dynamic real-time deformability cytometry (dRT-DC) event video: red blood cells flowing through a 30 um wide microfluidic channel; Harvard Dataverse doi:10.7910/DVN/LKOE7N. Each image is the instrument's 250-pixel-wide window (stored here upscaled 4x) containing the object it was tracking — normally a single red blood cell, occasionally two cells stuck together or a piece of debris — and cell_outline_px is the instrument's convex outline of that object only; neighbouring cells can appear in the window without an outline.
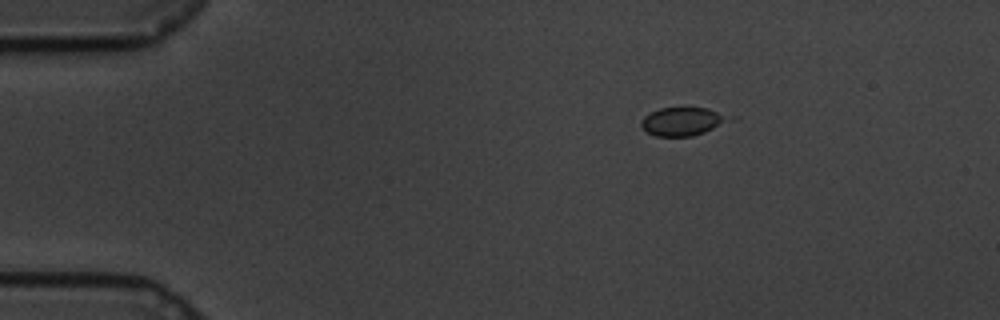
{"species": "common noctule bat (a hibernating species)", "species_latin": "Nyctalus noctula", "temperature_condition": "cold", "stored_images_in_passage": 51, "camera_frame_rate_fps": 3000, "um_per_image_px": 0.085, "animal": {"sex": "male", "body_mass_g": 19.5, "forearm_length_mm": 54.6}, "frame": {"image": 1, "passage_image": 1, "time_ms": 0.0, "image_size_px": [1000, 320], "cell_outline_px": [[724, 120], [712, 128], [704, 132], [692, 136], [656, 136], [648, 132], [640, 124], [644, 116], [660, 108], [708, 108], [724, 116]], "centroid_in_image_um": [57.86, 10.33], "position_along_channel_um": 27.1, "area_um2": 13.58}}
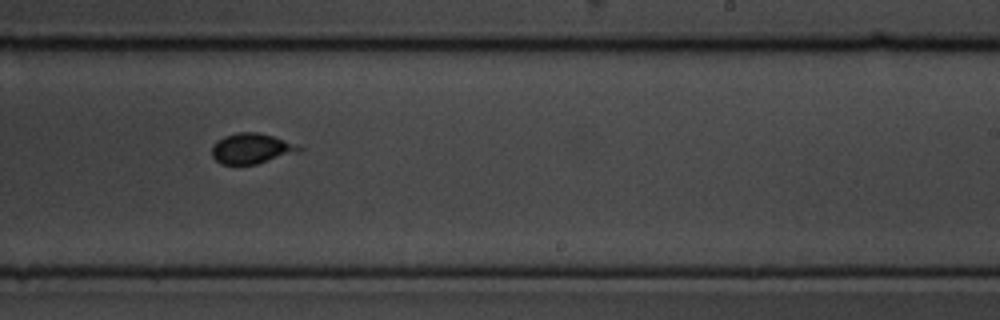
{"frame": {"image": 2, "passage_image": 28, "time_ms": 9.0, "image_size_px": [1000, 320], "cell_outline_px": [[304, 148], [300, 152], [256, 164], [220, 164], [212, 156], [212, 144], [216, 140], [224, 136], [240, 132], [256, 132], [272, 136]], "centroid_in_image_um": [21.34, 12.63], "position_along_channel_um": 267.7, "area_um2": 15.32}}
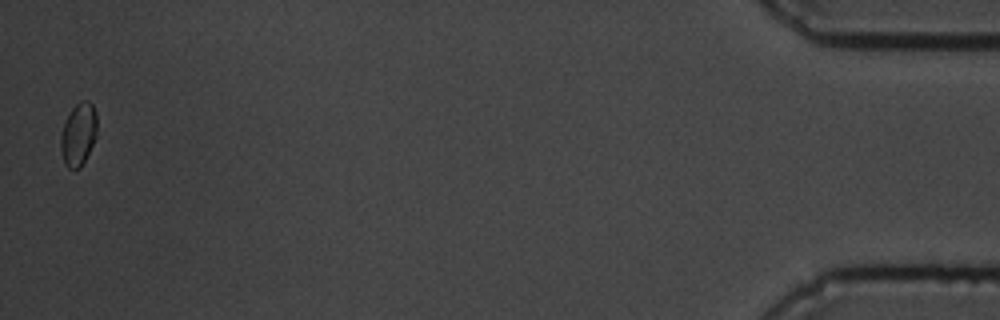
{"frame": {"image": 3, "passage_image": 50, "time_ms": 16.333, "image_size_px": [1000, 320], "cell_outline_px": [[96, 136], [80, 168], [68, 168], [64, 164], [60, 148], [60, 136], [64, 124], [72, 108], [80, 100], [88, 100], [92, 104], [96, 112]], "centroid_in_image_um": [6.65, 11.4], "position_along_channel_um": 428.5, "area_um2": 13.12}}